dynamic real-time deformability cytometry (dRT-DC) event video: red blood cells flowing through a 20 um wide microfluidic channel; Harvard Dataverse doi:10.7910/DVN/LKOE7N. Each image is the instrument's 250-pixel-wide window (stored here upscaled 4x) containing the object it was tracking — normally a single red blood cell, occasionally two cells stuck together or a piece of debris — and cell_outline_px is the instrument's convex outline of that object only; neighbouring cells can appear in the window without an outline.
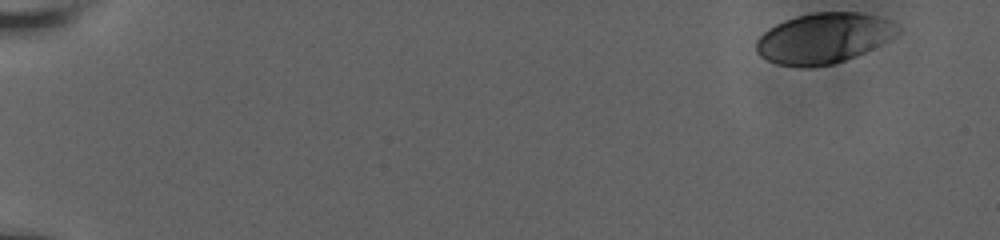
{"species": "human", "species_latin": "Homo sapiens", "temperature_condition": "room temperature", "stored_images_in_passage": 45, "camera_frame_rate_fps": 3000, "um_per_image_px": 0.085, "donor": {"sex": "male"}, "frame": {"image": 1, "passage_image": 1, "time_ms": 0.0, "image_size_px": [1000, 240], "cell_outline_px": [[904, 28], [896, 36], [856, 56], [832, 64], [808, 68], [776, 64], [760, 56], [756, 52], [756, 40], [768, 28], [784, 20], [796, 16], [812, 12], [856, 12], [876, 16], [888, 20]], "centroid_in_image_um": [70.01, 3.24], "position_along_channel_um": 15.0, "area_um2": 41.67}}
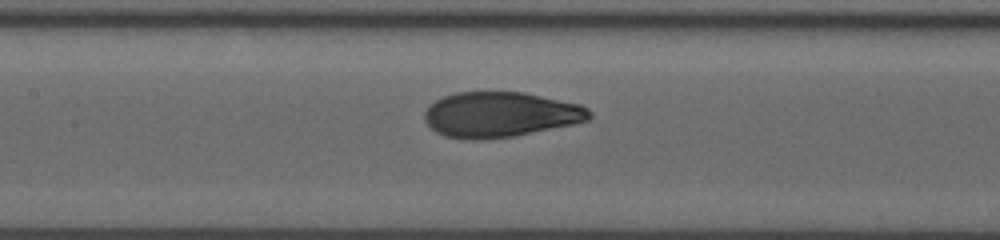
{"frame": {"image": 2, "passage_image": 24, "time_ms": 8.667, "image_size_px": [1000, 240], "cell_outline_px": [[592, 116], [588, 120], [572, 124], [516, 136], [484, 140], [464, 140], [444, 136], [436, 132], [424, 120], [424, 112], [436, 100], [444, 96], [456, 92], [524, 92], [580, 104], [588, 108], [592, 112]], "centroid_in_image_um": [42.52, 9.75], "position_along_channel_um": 164.9, "area_um2": 43.7}}
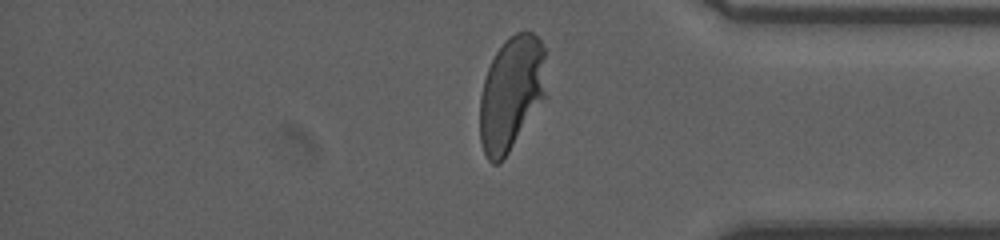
{"frame": {"image": 3, "passage_image": 43, "time_ms": 15.0, "image_size_px": [1000, 240], "cell_outline_px": [[548, 96], [500, 164], [492, 164], [488, 160], [484, 152], [480, 140], [480, 96], [484, 80], [488, 68], [496, 52], [504, 40], [516, 32], [532, 32], [540, 40], [544, 48]], "centroid_in_image_um": [43.49, 7.94], "position_along_channel_um": 391.7, "area_um2": 44.91}, "authors_computed_cell_mechanics": {"area_um2": 43.4078, "velocity_mm_per_s": 3.7643, "shape_relaxation_time_tau1_ms": 4.2103, "shape_relaxation_time_tau2_ms": null, "deformation_change_tau1": 0.1942, "deformation_change_tau2": null}}